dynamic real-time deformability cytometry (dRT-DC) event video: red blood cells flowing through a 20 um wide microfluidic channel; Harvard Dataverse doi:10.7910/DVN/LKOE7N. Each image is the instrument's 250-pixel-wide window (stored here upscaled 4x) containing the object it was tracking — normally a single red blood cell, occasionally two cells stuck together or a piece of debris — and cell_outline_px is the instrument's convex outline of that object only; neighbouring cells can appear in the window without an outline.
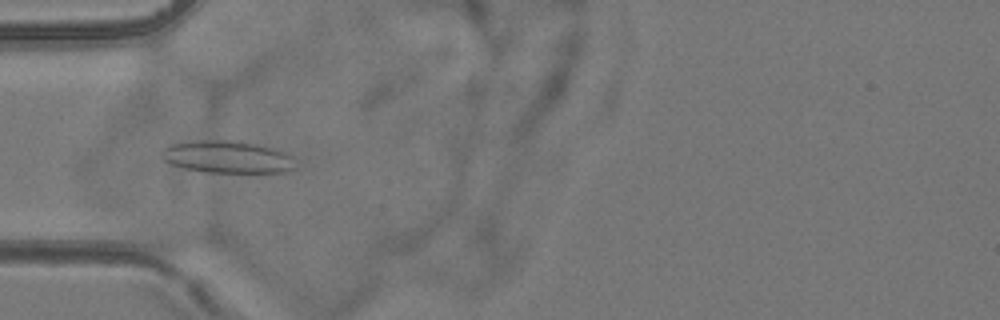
{"species": "common noctule bat (a hibernating species)", "species_latin": "Nyctalus noctula", "temperature_condition": "room temperature", "stored_images_in_passage": 8, "camera_frame_rate_fps": 3000, "um_per_image_px": 0.085, "animal": {"sex": "female", "body_mass_g": 24.6, "forearm_length_mm": 56.2}, "frame": {"image": 1, "passage_image": 5, "time_ms": 5.333, "image_size_px": [1000, 320], "cell_outline_px": [[296, 168], [284, 172], [204, 172], [184, 168], [172, 164], [164, 160], [160, 156], [160, 152], [164, 148], [172, 144], [188, 140], [240, 140], [276, 148], [292, 156]], "centroid_in_image_um": [19.32, 13.32], "position_along_channel_um": 65.7, "area_um2": 25.55}}
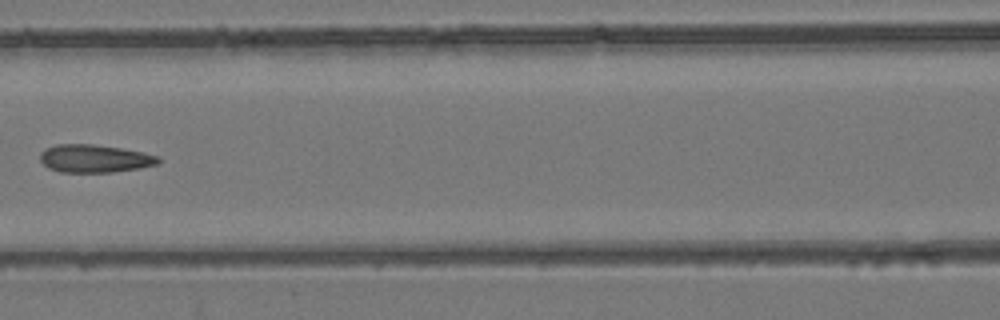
{"frame": {"image": 2, "passage_image": 7, "time_ms": 7.667, "image_size_px": [1000, 320], "cell_outline_px": [[160, 164], [140, 168], [112, 172], [60, 172], [48, 168], [40, 160], [40, 152], [44, 148], [56, 144], [92, 144], [120, 148], [144, 152], [160, 156]], "centroid_in_image_um": [8.05, 13.47], "position_along_channel_um": 158.5, "area_um2": 19.42}}
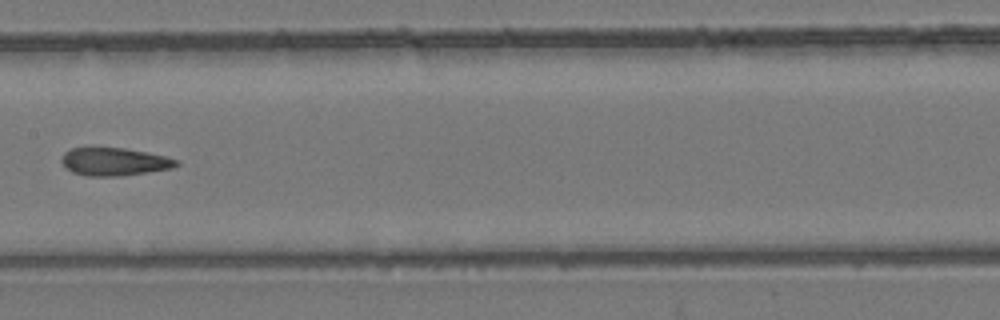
{"frame": {"image": 3, "passage_image": 8, "time_ms": 8.667, "image_size_px": [1000, 320], "cell_outline_px": [[180, 164], [172, 168], [148, 172], [120, 176], [88, 176], [72, 172], [64, 168], [60, 160], [60, 156], [64, 152], [72, 148], [92, 144], [124, 148], [164, 156], [180, 160]], "centroid_in_image_um": [9.62, 13.7], "position_along_channel_um": 197.8, "area_um2": 19.48}}